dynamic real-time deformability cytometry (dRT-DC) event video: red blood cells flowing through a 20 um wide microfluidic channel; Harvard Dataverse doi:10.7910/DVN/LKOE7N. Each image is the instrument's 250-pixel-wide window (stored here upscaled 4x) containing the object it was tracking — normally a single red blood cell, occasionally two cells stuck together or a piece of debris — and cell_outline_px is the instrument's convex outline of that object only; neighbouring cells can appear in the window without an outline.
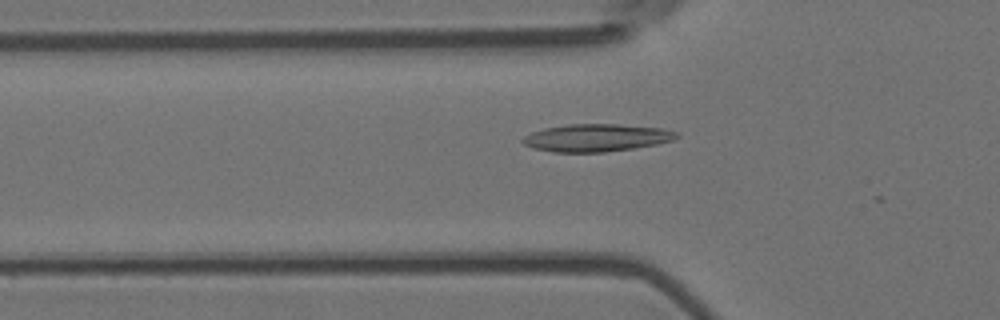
{"species": "Egyptian fruit bat (a non-hibernating species)", "species_latin": "Rousettus aegyptiacus", "temperature_condition": "room temperature", "stored_images_in_passage": 7, "camera_frame_rate_fps": 3000, "um_per_image_px": 0.085, "animal": {"sex": "female"}, "frame": {"image": 1, "passage_image": 3, "time_ms": 0.667, "image_size_px": [1000, 320], "cell_outline_px": [[680, 136], [672, 140], [656, 144], [632, 148], [604, 152], [552, 152], [532, 148], [524, 144], [520, 140], [524, 136], [532, 132], [544, 128], [568, 124], [620, 124], [664, 128], [676, 132]], "centroid_in_image_um": [50.67, 11.7], "position_along_channel_um": 75.1, "area_um2": 24.74}}
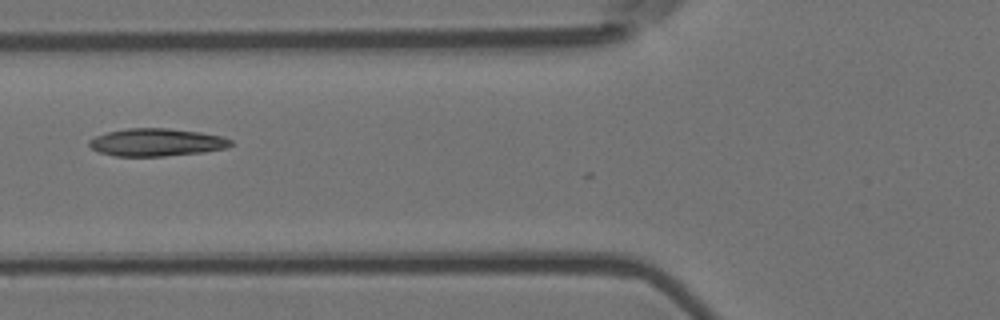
{"frame": {"image": 2, "passage_image": 6, "time_ms": 1.667, "image_size_px": [1000, 320], "cell_outline_px": [[232, 144], [224, 148], [204, 152], [164, 156], [116, 156], [100, 152], [92, 148], [88, 144], [88, 140], [96, 136], [108, 132], [128, 128], [168, 128], [200, 132], [220, 136], [232, 140]], "centroid_in_image_um": [13.29, 12.09], "position_along_channel_um": 112.5, "area_um2": 22.66}}